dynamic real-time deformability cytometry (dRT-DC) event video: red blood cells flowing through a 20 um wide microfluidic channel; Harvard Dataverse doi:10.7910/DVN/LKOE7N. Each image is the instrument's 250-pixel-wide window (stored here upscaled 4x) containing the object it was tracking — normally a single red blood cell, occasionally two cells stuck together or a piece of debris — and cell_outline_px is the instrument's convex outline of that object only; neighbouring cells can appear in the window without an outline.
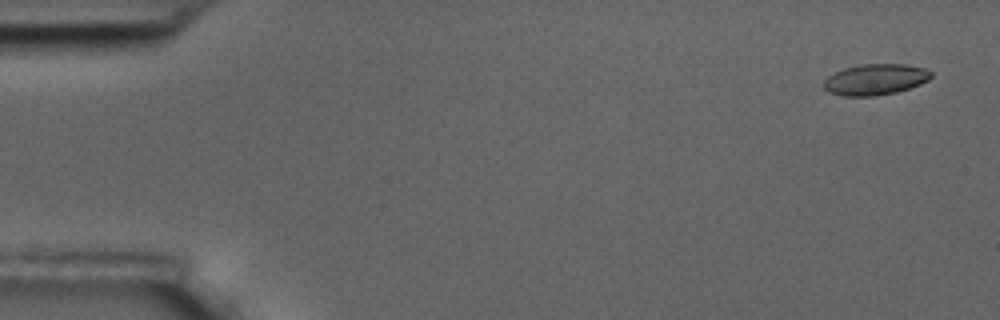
{"species": "common noctule bat (a hibernating species)", "species_latin": "Nyctalus noctula", "temperature_condition": "room temperature", "stored_images_in_passage": 5, "camera_frame_rate_fps": 3000, "um_per_image_px": 0.085, "animal": {"sex": "male", "body_mass_g": 17.5, "forearm_length_mm": 52.3}, "frame": {"image": 1, "passage_image": 1, "time_ms": 0.0, "image_size_px": [1000, 320], "cell_outline_px": [[932, 76], [928, 80], [920, 84], [896, 92], [876, 96], [844, 96], [828, 92], [824, 88], [824, 80], [828, 76], [844, 68], [864, 64], [904, 64], [924, 68], [932, 72]], "centroid_in_image_um": [74.4, 6.76], "position_along_channel_um": 10.6, "area_um2": 19.31}}
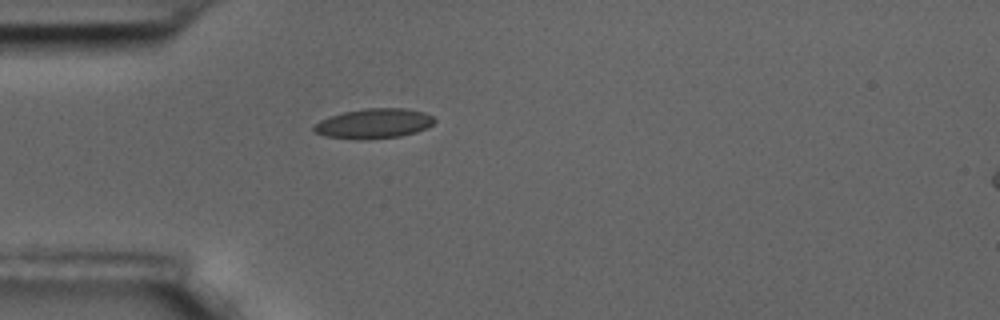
{"frame": {"image": 2, "passage_image": 5, "time_ms": 1.333, "image_size_px": [1000, 320], "cell_outline_px": [[436, 120], [428, 128], [416, 132], [400, 136], [368, 140], [356, 140], [324, 136], [312, 132], [312, 124], [328, 116], [344, 112], [364, 108], [404, 108], [424, 112], [432, 116]], "centroid_in_image_um": [31.72, 10.51], "position_along_channel_um": 53.3, "area_um2": 21.44}}